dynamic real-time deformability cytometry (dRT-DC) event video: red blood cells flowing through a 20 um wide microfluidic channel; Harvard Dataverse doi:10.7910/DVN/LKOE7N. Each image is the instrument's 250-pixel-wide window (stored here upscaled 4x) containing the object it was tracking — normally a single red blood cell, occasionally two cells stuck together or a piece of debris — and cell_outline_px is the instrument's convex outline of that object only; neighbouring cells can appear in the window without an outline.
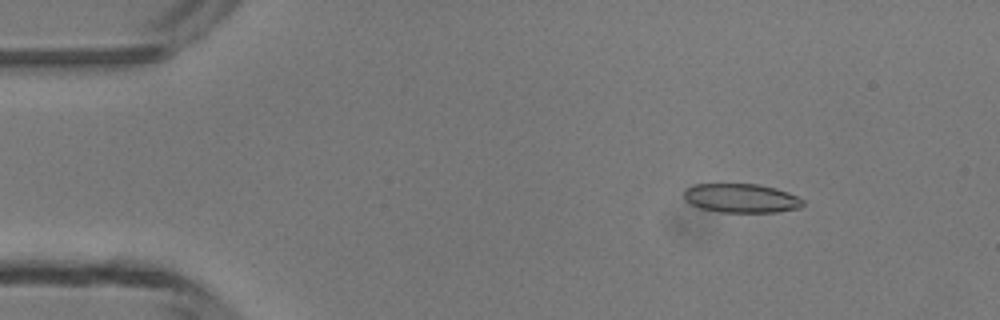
{"species": "common noctule bat (a hibernating species)", "species_latin": "Nyctalus noctula", "temperature_condition": "room temperature", "stored_images_in_passage": 3, "camera_frame_rate_fps": 3000, "um_per_image_px": 0.085, "animal": {"sex": "male", "body_mass_g": 13.3}, "frame": {"image": 1, "passage_image": 2, "time_ms": 1.0, "image_size_px": [1000, 320], "cell_outline_px": [[804, 204], [800, 208], [776, 212], [720, 212], [700, 208], [692, 204], [684, 196], [684, 188], [696, 184], [760, 184], [776, 188], [788, 192], [804, 200]], "centroid_in_image_um": [63.03, 16.84], "position_along_channel_um": 22.0, "area_um2": 20.11}}